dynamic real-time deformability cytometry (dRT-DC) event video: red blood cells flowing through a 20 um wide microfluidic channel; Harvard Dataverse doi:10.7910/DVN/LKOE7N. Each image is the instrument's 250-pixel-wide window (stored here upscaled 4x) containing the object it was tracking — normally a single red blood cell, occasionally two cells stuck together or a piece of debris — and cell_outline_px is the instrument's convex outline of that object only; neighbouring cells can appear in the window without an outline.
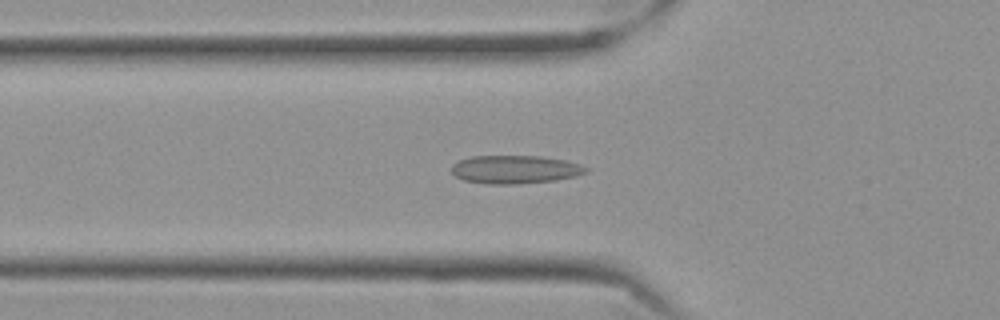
{"species": "Egyptian fruit bat (a non-hibernating species)", "species_latin": "Rousettus aegyptiacus", "temperature_condition": "cold", "stored_images_in_passage": 56, "camera_frame_rate_fps": 3000, "um_per_image_px": 0.085, "frame": {"image": 1, "passage_image": 19, "time_ms": 6.0, "image_size_px": [1000, 320], "cell_outline_px": [[588, 172], [576, 176], [556, 180], [512, 184], [484, 184], [464, 180], [456, 176], [452, 172], [452, 164], [460, 160], [472, 156], [540, 156], [564, 160], [580, 164], [588, 168]], "centroid_in_image_um": [43.78, 14.4], "position_along_channel_um": 82.0, "area_um2": 22.08}}
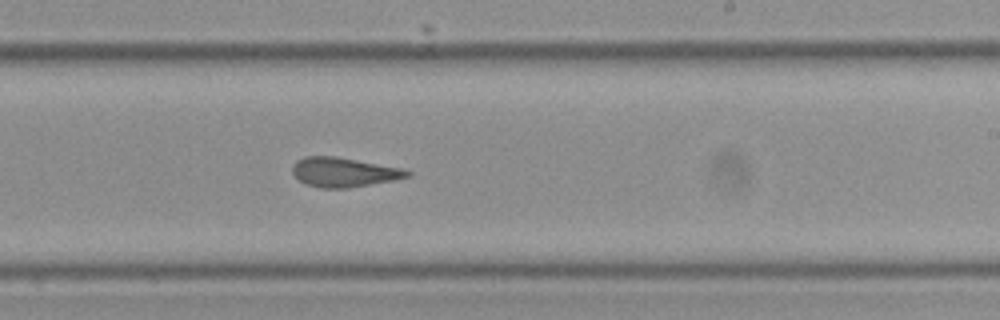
{"frame": {"image": 2, "passage_image": 34, "time_ms": 11.0, "image_size_px": [1000, 320], "cell_outline_px": [[412, 172], [408, 176], [392, 180], [348, 188], [320, 188], [308, 184], [300, 180], [292, 172], [292, 164], [296, 160], [304, 156], [336, 156], [400, 168]], "centroid_in_image_um": [29.16, 14.62], "position_along_channel_um": 259.8, "area_um2": 19.42}}
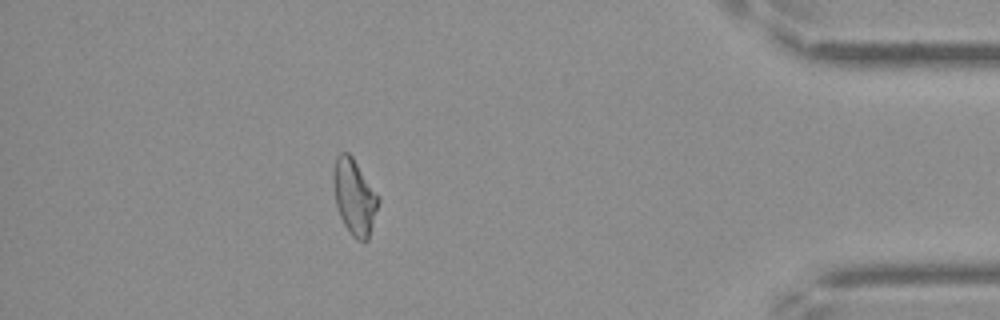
{"frame": {"image": 3, "passage_image": 50, "time_ms": 16.333, "image_size_px": [1000, 320], "cell_outline_px": [[380, 200], [368, 240], [364, 244], [356, 240], [352, 236], [344, 224], [340, 216], [336, 204], [332, 176], [336, 156], [340, 152], [348, 152], [352, 156], [380, 196]], "centroid_in_image_um": [30.14, 16.75], "position_along_channel_um": 405.1, "area_um2": 20.06}, "authors_computed_cell_mechanics": {"area_um2": 20.519, "velocity_mm_per_s": 3.5315, "shape_relaxation_time_tau1_ms": null, "shape_relaxation_time_tau2_ms": 2.4071, "deformation_change_tau1": null, "deformation_change_tau2": 0.0922}}